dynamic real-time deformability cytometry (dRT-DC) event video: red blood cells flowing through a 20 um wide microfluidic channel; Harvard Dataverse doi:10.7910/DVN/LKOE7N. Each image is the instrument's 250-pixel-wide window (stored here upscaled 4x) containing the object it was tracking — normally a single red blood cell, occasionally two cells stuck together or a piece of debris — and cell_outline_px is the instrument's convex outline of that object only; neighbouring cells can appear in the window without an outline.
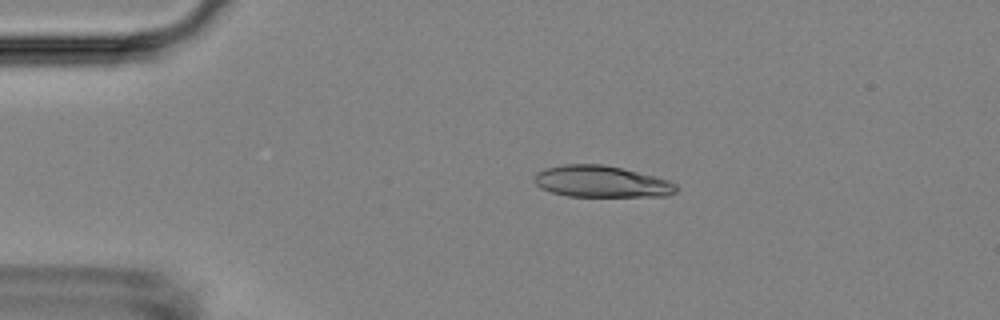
{"species": "Egyptian fruit bat (a non-hibernating species)", "species_latin": "Rousettus aegyptiacus", "temperature_condition": "room temperature", "stored_images_in_passage": 55, "camera_frame_rate_fps": 3000, "um_per_image_px": 0.085, "animal": {"sex": "female"}, "frame": {"image": 1, "passage_image": 11, "time_ms": 3.333, "image_size_px": [1000, 320], "cell_outline_px": [[680, 188], [676, 192], [668, 196], [568, 196], [552, 192], [540, 188], [532, 180], [532, 176], [536, 172], [544, 168], [564, 164], [604, 164], [668, 180], [676, 184]], "centroid_in_image_um": [51.08, 15.43], "position_along_channel_um": 33.9, "area_um2": 26.18}}
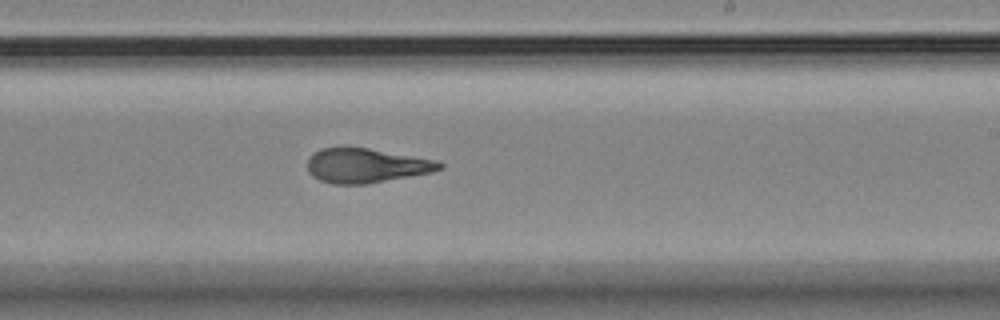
{"frame": {"image": 2, "passage_image": 33, "time_ms": 10.667, "image_size_px": [1000, 320], "cell_outline_px": [[444, 168], [432, 172], [368, 184], [332, 184], [320, 180], [312, 176], [308, 172], [308, 160], [312, 152], [320, 148], [368, 148], [436, 160], [444, 164]], "centroid_in_image_um": [31.12, 14.08], "position_along_channel_um": 257.9, "area_um2": 26.47}}
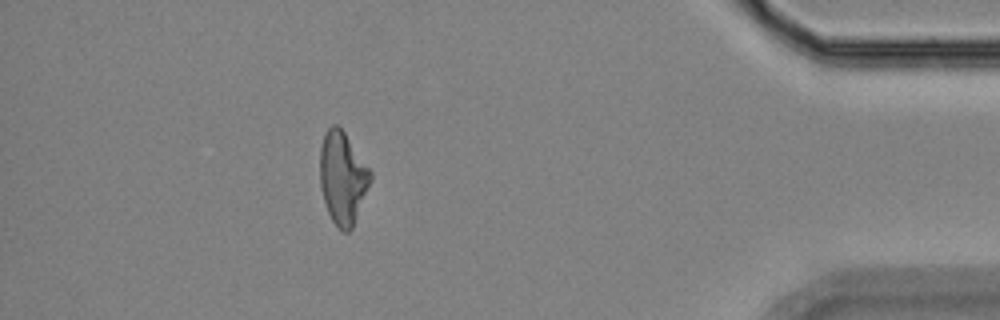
{"frame": {"image": 3, "passage_image": 49, "time_ms": 16.0, "image_size_px": [1000, 320], "cell_outline_px": [[372, 180], [352, 228], [348, 232], [344, 232], [332, 220], [328, 212], [324, 200], [320, 184], [320, 148], [324, 132], [332, 124], [336, 124], [344, 132], [372, 172]], "centroid_in_image_um": [29.12, 15.1], "position_along_channel_um": 406.1, "area_um2": 26.99}, "authors_computed_cell_mechanics": {"area_um2": 26.8192, "velocity_mm_per_s": 3.6224, "shape_relaxation_time_tau1_ms": 8.9753, "shape_relaxation_time_tau2_ms": 1.7886, "deformation_change_tau1": 0.2378, "deformation_change_tau2": 0.1015}}